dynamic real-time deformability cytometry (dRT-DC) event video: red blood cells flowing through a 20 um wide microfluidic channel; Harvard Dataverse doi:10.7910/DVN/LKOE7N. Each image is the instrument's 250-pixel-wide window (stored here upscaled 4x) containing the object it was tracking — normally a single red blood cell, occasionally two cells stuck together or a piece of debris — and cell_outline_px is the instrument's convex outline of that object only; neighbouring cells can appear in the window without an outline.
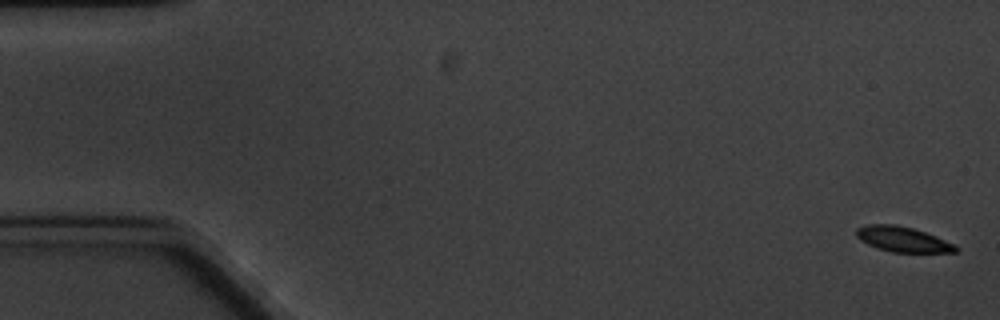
{"species": "common noctule bat (a hibernating species)", "species_latin": "Nyctalus noctula", "temperature_condition": "cold", "stored_images_in_passage": 7, "camera_frame_rate_fps": 3000, "um_per_image_px": 0.085, "animal": {"sex": "male", "body_mass_g": 20.1, "forearm_length_mm": 53.5}, "frame": {"image": 1, "passage_image": 1, "time_ms": 0.0, "image_size_px": [1000, 320], "cell_outline_px": [[960, 248], [956, 252], [892, 252], [876, 248], [860, 240], [856, 236], [856, 228], [868, 224], [896, 224], [912, 228], [936, 236], [956, 244]], "centroid_in_image_um": [76.74, 20.34], "position_along_channel_um": 8.3, "area_um2": 14.68}}
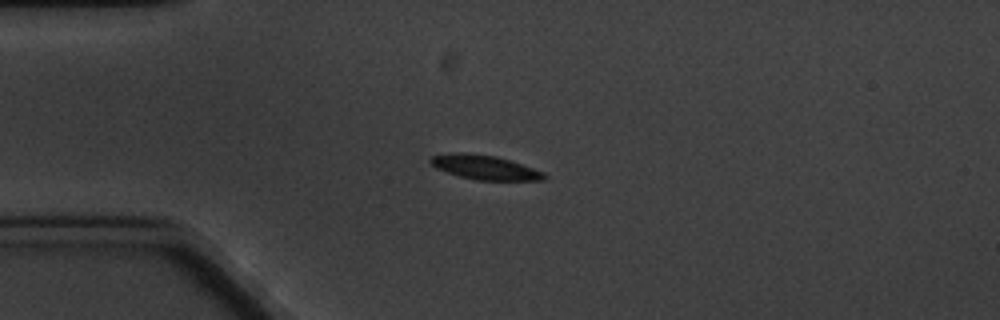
{"frame": {"image": 2, "passage_image": 4, "time_ms": 4.667, "image_size_px": [1000, 320], "cell_outline_px": [[548, 176], [544, 180], [476, 180], [460, 176], [436, 168], [428, 160], [432, 156], [460, 152], [464, 152], [496, 156], [544, 172]], "centroid_in_image_um": [41.21, 14.23], "position_along_channel_um": 43.8, "area_um2": 15.84}}